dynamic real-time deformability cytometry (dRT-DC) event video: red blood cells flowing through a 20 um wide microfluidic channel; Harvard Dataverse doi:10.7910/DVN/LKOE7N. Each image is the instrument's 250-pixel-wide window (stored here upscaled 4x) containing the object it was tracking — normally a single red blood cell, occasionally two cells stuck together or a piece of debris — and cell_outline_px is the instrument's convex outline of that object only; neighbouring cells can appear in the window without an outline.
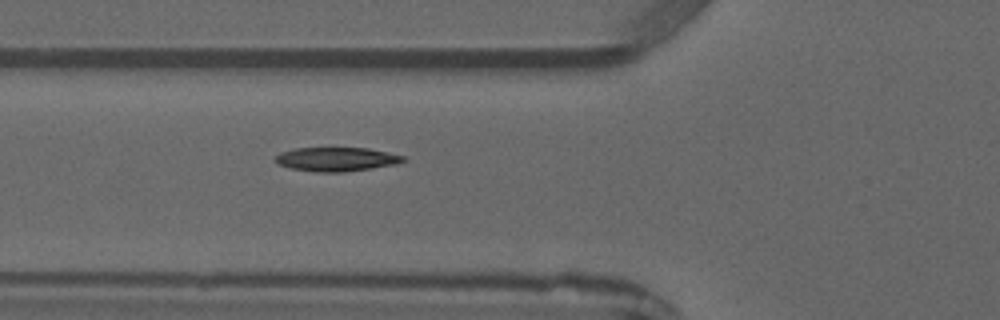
{"species": "common noctule bat (a hibernating species)", "species_latin": "Nyctalus noctula", "temperature_condition": "warm", "stored_images_in_passage": 3, "camera_frame_rate_fps": 3000, "um_per_image_px": 0.085, "animal": {"sex": "male", "forearm_length_mm": 52.5}, "frame": {"image": 1, "passage_image": 3, "time_ms": 2.333, "image_size_px": [1000, 320], "cell_outline_px": [[408, 160], [396, 164], [372, 168], [344, 172], [316, 172], [292, 168], [280, 164], [276, 160], [276, 156], [280, 152], [292, 148], [368, 148], [388, 152], [404, 156]], "centroid_in_image_um": [28.64, 13.53], "position_along_channel_um": 97.2, "area_um2": 17.8}}